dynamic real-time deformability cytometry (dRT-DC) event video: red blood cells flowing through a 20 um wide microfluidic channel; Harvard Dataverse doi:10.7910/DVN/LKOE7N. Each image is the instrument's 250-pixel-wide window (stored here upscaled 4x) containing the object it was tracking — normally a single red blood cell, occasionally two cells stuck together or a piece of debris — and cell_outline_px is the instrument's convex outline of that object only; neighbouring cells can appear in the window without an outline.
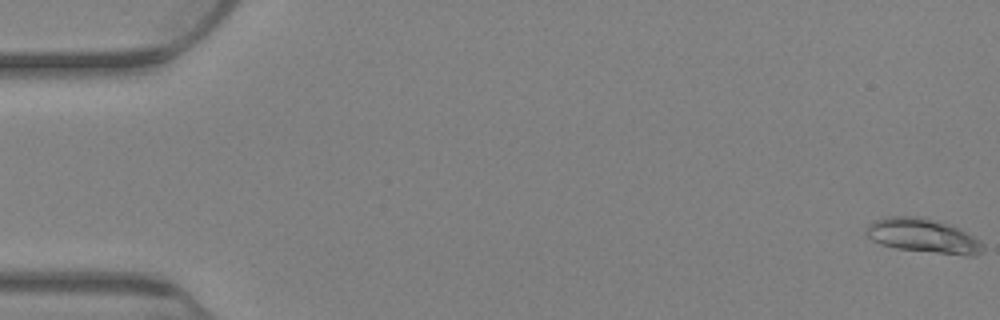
{"species": "Egyptian fruit bat (a non-hibernating species)", "species_latin": "Rousettus aegyptiacus", "temperature_condition": "warm", "stored_images_in_passage": 22, "camera_frame_rate_fps": 3000, "um_per_image_px": 0.085, "animal": {"sex": "female"}, "frame": {"image": 1, "passage_image": 1, "time_ms": 0.0, "image_size_px": [1000, 320], "cell_outline_px": [[984, 252], [976, 256], [964, 256], [896, 248], [880, 244], [872, 240], [864, 232], [868, 224], [876, 220], [888, 216], [924, 216], [948, 224], [980, 240], [984, 244]], "centroid_in_image_um": [78.48, 20.05], "position_along_channel_um": 6.5, "area_um2": 23.47}}